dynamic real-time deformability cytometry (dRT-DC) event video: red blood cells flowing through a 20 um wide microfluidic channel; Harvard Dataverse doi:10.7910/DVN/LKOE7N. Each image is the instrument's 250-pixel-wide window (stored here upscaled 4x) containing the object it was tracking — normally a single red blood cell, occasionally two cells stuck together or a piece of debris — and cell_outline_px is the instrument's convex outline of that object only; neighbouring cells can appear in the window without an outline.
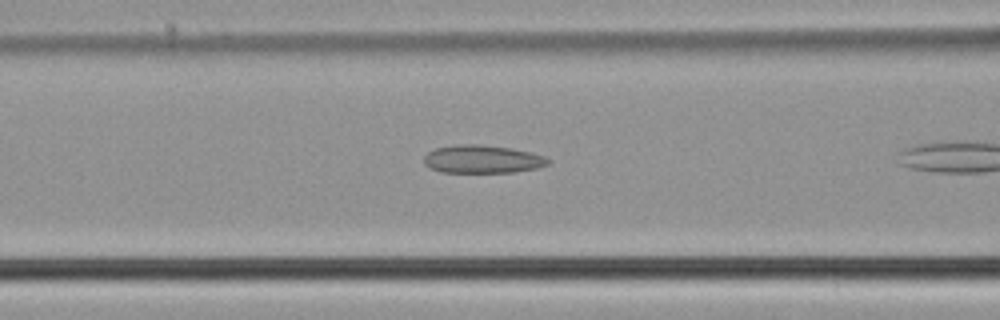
{"species": "common noctule bat (a hibernating species)", "species_latin": "Nyctalus noctula", "temperature_condition": "cold", "stored_images_in_passage": 17, "camera_frame_rate_fps": 3000, "um_per_image_px": 0.085, "animal": {"sex": "male", "body_mass_g": 21.5, "forearm_length_mm": 52.0}, "frame": {"image": 1, "passage_image": 6, "time_ms": 1.667, "image_size_px": [1000, 320], "cell_outline_px": [[548, 164], [536, 168], [512, 172], [444, 172], [432, 168], [424, 164], [424, 156], [428, 152], [436, 148], [456, 144], [480, 144], [512, 148], [544, 156], [548, 160]], "centroid_in_image_um": [40.97, 13.52], "position_along_channel_um": 125.6, "area_um2": 20.06}}
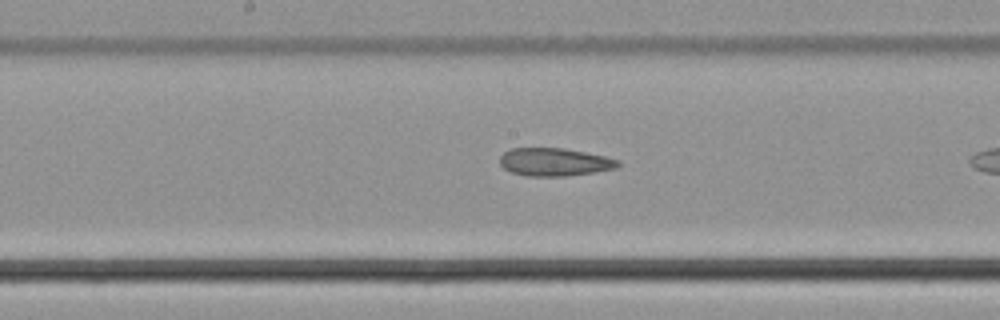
{"frame": {"image": 2, "passage_image": 12, "time_ms": 3.667, "image_size_px": [1000, 320], "cell_outline_px": [[620, 164], [616, 168], [592, 172], [564, 176], [528, 176], [512, 172], [504, 168], [500, 164], [500, 156], [504, 152], [512, 148], [564, 148], [604, 156], [620, 160]], "centroid_in_image_um": [47.12, 13.76], "position_along_channel_um": 201.1, "area_um2": 19.07}}
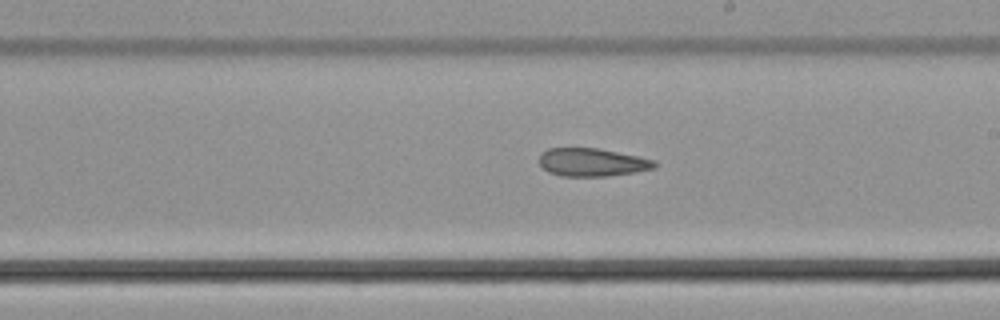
{"frame": {"image": 3, "passage_image": 15, "time_ms": 4.667, "image_size_px": [1000, 320], "cell_outline_px": [[656, 168], [608, 176], [560, 176], [548, 172], [540, 164], [540, 156], [548, 148], [600, 148], [636, 156], [652, 160], [656, 164]], "centroid_in_image_um": [50.3, 13.79], "position_along_channel_um": 238.7, "area_um2": 18.61}}